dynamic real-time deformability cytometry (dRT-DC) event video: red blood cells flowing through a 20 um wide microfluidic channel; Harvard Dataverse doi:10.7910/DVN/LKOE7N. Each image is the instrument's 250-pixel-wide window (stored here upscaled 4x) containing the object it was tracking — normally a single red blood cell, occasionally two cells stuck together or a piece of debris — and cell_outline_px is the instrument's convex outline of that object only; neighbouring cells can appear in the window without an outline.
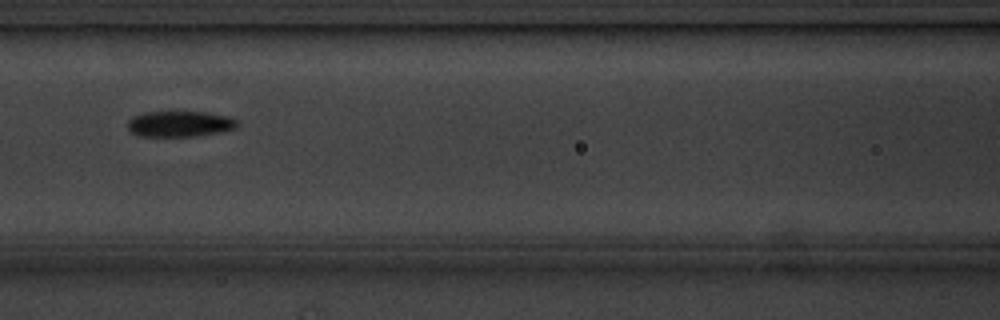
{"species": "common noctule bat (a hibernating species)", "species_latin": "Nyctalus noctula", "temperature_condition": "cold", "stored_images_in_passage": 7, "segment_of_instrument_passage": [2, 2], "camera_frame_rate_fps": 3000, "um_per_image_px": 0.085, "animal": {"sex": "male", "body_mass_g": 20.1, "forearm_length_mm": 53.5}, "frame": {"image": 1, "passage_image": 7, "time_ms": 7.0, "image_size_px": [1000, 320], "cell_outline_px": [[240, 124], [236, 128], [220, 132], [196, 136], [140, 136], [128, 132], [128, 120], [132, 116], [144, 112], [208, 112], [228, 116], [236, 120]], "centroid_in_image_um": [15.27, 10.53], "position_along_channel_um": 151.3, "area_um2": 16.65}}